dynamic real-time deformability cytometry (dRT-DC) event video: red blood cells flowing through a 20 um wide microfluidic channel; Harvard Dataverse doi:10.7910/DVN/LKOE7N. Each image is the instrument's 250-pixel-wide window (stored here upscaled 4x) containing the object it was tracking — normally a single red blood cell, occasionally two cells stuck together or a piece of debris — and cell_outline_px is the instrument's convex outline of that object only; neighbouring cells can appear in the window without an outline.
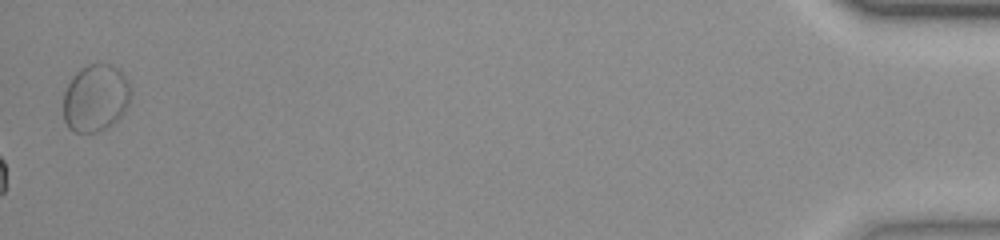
{"species": "common noctule bat (a hibernating species)", "species_latin": "Nyctalus noctula", "temperature_condition": "room temperature", "stored_images_in_passage": 49, "camera_frame_rate_fps": 3000, "um_per_image_px": 0.085, "animal": {"sex": "female", "body_mass_g": 23.0, "forearm_length_mm": 53.4}, "frame": {"image": 1, "passage_image": 49, "time_ms": 16.0, "image_size_px": [1000, 240], "cell_outline_px": [[132, 92], [128, 104], [124, 112], [116, 120], [104, 128], [96, 132], [72, 132], [68, 128], [64, 120], [64, 92], [72, 76], [80, 68], [88, 64], [112, 64], [120, 68]], "centroid_in_image_um": [8.11, 8.31], "position_along_channel_um": 427.1, "area_um2": 26.47}, "authors_computed_cell_mechanics": {"area_um2": 14.7968, "velocity_mm_per_s": 3.7471, "shape_relaxation_time_tau1_ms": 3.8306, "shape_relaxation_time_tau2_ms": 2.2789, "deformation_change_tau1": 0.0988, "deformation_change_tau2": 0.0439}}